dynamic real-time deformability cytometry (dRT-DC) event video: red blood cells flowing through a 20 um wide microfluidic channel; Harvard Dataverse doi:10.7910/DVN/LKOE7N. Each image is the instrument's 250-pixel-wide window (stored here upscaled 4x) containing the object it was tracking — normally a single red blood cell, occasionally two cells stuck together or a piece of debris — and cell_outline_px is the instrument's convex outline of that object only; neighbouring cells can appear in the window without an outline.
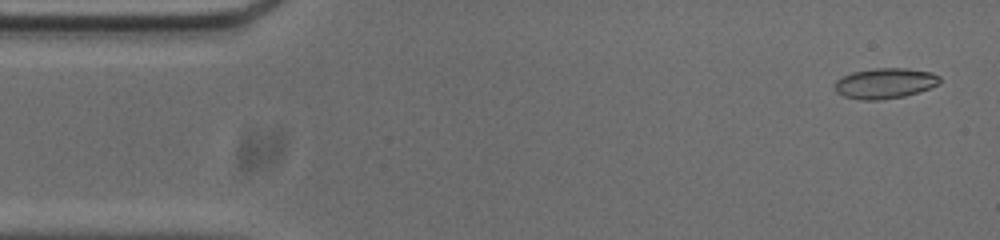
{"species": "common noctule bat (a hibernating species)", "species_latin": "Nyctalus noctula", "temperature_condition": "cold", "stored_images_in_passage": 53, "camera_frame_rate_fps": 3000, "um_per_image_px": 0.085, "animal": {"sex": "male", "body_mass_g": 20.0, "forearm_length_mm": 53.3}, "frame": {"image": 1, "passage_image": 2, "time_ms": 0.333, "image_size_px": [1000, 240], "cell_outline_px": [[940, 80], [936, 84], [928, 88], [904, 96], [880, 100], [864, 100], [844, 96], [836, 92], [836, 80], [852, 72], [876, 68], [904, 68], [932, 72], [940, 76]], "centroid_in_image_um": [75.21, 7.07], "position_along_channel_um": 9.8, "area_um2": 18.32}}
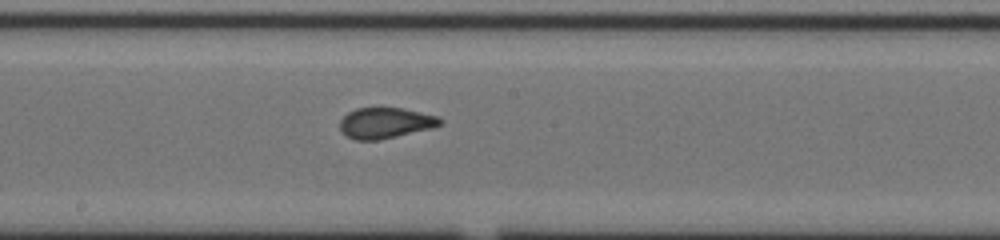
{"frame": {"image": 2, "passage_image": 27, "time_ms": 8.667, "image_size_px": [1000, 240], "cell_outline_px": [[444, 120], [440, 124], [432, 128], [380, 140], [356, 140], [348, 136], [340, 128], [340, 120], [348, 112], [356, 108], [400, 108], [436, 116]], "centroid_in_image_um": [32.75, 10.45], "position_along_channel_um": 215.5, "area_um2": 17.69}}
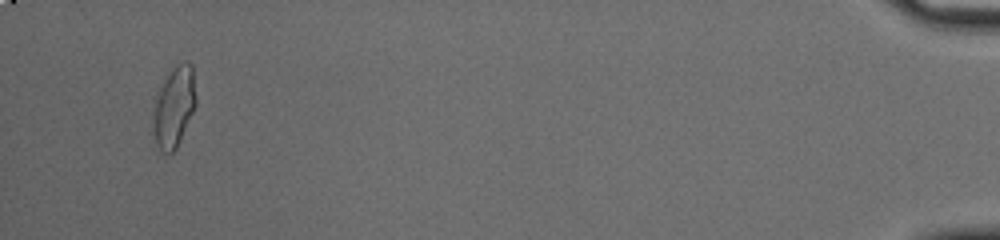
{"frame": {"image": 3, "passage_image": 51, "time_ms": 16.667, "image_size_px": [1000, 240], "cell_outline_px": [[196, 104], [176, 148], [172, 152], [160, 152], [156, 144], [152, 132], [152, 100], [164, 80], [172, 68], [176, 64], [184, 60], [188, 60], [192, 64], [196, 96]], "centroid_in_image_um": [14.75, 9.05], "position_along_channel_um": 420.5, "area_um2": 20.58}, "authors_computed_cell_mechanics": {"area_um2": 18.4382, "velocity_mm_per_s": 3.7122, "shape_relaxation_time_tau1_ms": null, "shape_relaxation_time_tau2_ms": 0.9276, "deformation_change_tau1": null, "deformation_change_tau2": 0.0641}}